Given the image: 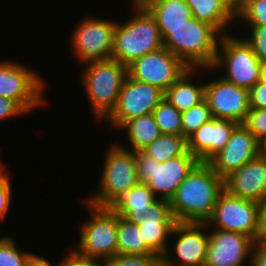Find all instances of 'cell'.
<instances>
[{
	"mask_svg": "<svg viewBox=\"0 0 266 266\" xmlns=\"http://www.w3.org/2000/svg\"><path fill=\"white\" fill-rule=\"evenodd\" d=\"M224 190V179L209 163L199 162L170 200L176 221L206 223Z\"/></svg>",
	"mask_w": 266,
	"mask_h": 266,
	"instance_id": "obj_1",
	"label": "cell"
},
{
	"mask_svg": "<svg viewBox=\"0 0 266 266\" xmlns=\"http://www.w3.org/2000/svg\"><path fill=\"white\" fill-rule=\"evenodd\" d=\"M221 34L195 17L179 27H167L163 45L189 68L212 69Z\"/></svg>",
	"mask_w": 266,
	"mask_h": 266,
	"instance_id": "obj_2",
	"label": "cell"
},
{
	"mask_svg": "<svg viewBox=\"0 0 266 266\" xmlns=\"http://www.w3.org/2000/svg\"><path fill=\"white\" fill-rule=\"evenodd\" d=\"M131 15L127 22H117L111 58L128 66L137 58L158 50L163 45L159 27L152 15L138 1L133 0Z\"/></svg>",
	"mask_w": 266,
	"mask_h": 266,
	"instance_id": "obj_3",
	"label": "cell"
},
{
	"mask_svg": "<svg viewBox=\"0 0 266 266\" xmlns=\"http://www.w3.org/2000/svg\"><path fill=\"white\" fill-rule=\"evenodd\" d=\"M81 80L94 118L103 121L115 108L127 66L114 59L83 63Z\"/></svg>",
	"mask_w": 266,
	"mask_h": 266,
	"instance_id": "obj_4",
	"label": "cell"
},
{
	"mask_svg": "<svg viewBox=\"0 0 266 266\" xmlns=\"http://www.w3.org/2000/svg\"><path fill=\"white\" fill-rule=\"evenodd\" d=\"M105 154L100 190L87 198L97 207H111L138 183L135 151L116 143Z\"/></svg>",
	"mask_w": 266,
	"mask_h": 266,
	"instance_id": "obj_5",
	"label": "cell"
},
{
	"mask_svg": "<svg viewBox=\"0 0 266 266\" xmlns=\"http://www.w3.org/2000/svg\"><path fill=\"white\" fill-rule=\"evenodd\" d=\"M135 161L138 182L146 183L158 199L168 201L200 162L189 150L163 163L139 150L135 151Z\"/></svg>",
	"mask_w": 266,
	"mask_h": 266,
	"instance_id": "obj_6",
	"label": "cell"
},
{
	"mask_svg": "<svg viewBox=\"0 0 266 266\" xmlns=\"http://www.w3.org/2000/svg\"><path fill=\"white\" fill-rule=\"evenodd\" d=\"M222 67L226 69V74L222 77L224 80L248 91L260 81L262 63L244 38L231 34L221 35L211 68Z\"/></svg>",
	"mask_w": 266,
	"mask_h": 266,
	"instance_id": "obj_7",
	"label": "cell"
},
{
	"mask_svg": "<svg viewBox=\"0 0 266 266\" xmlns=\"http://www.w3.org/2000/svg\"><path fill=\"white\" fill-rule=\"evenodd\" d=\"M206 224L210 229L213 227L245 234L254 241L266 235L261 223L259 203L233 196L226 190L219 195Z\"/></svg>",
	"mask_w": 266,
	"mask_h": 266,
	"instance_id": "obj_8",
	"label": "cell"
},
{
	"mask_svg": "<svg viewBox=\"0 0 266 266\" xmlns=\"http://www.w3.org/2000/svg\"><path fill=\"white\" fill-rule=\"evenodd\" d=\"M87 204L91 218L80 225L76 250L87 257L108 260L117 255V214L111 207Z\"/></svg>",
	"mask_w": 266,
	"mask_h": 266,
	"instance_id": "obj_9",
	"label": "cell"
},
{
	"mask_svg": "<svg viewBox=\"0 0 266 266\" xmlns=\"http://www.w3.org/2000/svg\"><path fill=\"white\" fill-rule=\"evenodd\" d=\"M45 82L29 67L0 60V96L15 101L26 113L45 105Z\"/></svg>",
	"mask_w": 266,
	"mask_h": 266,
	"instance_id": "obj_10",
	"label": "cell"
},
{
	"mask_svg": "<svg viewBox=\"0 0 266 266\" xmlns=\"http://www.w3.org/2000/svg\"><path fill=\"white\" fill-rule=\"evenodd\" d=\"M117 22L103 18L86 17L77 24L71 39V48L80 62L111 59Z\"/></svg>",
	"mask_w": 266,
	"mask_h": 266,
	"instance_id": "obj_11",
	"label": "cell"
},
{
	"mask_svg": "<svg viewBox=\"0 0 266 266\" xmlns=\"http://www.w3.org/2000/svg\"><path fill=\"white\" fill-rule=\"evenodd\" d=\"M160 88L126 76L115 108L104 119L109 127L119 130L127 121L151 114L164 99Z\"/></svg>",
	"mask_w": 266,
	"mask_h": 266,
	"instance_id": "obj_12",
	"label": "cell"
},
{
	"mask_svg": "<svg viewBox=\"0 0 266 266\" xmlns=\"http://www.w3.org/2000/svg\"><path fill=\"white\" fill-rule=\"evenodd\" d=\"M189 67L165 47L149 52L127 66L130 78L166 91Z\"/></svg>",
	"mask_w": 266,
	"mask_h": 266,
	"instance_id": "obj_13",
	"label": "cell"
},
{
	"mask_svg": "<svg viewBox=\"0 0 266 266\" xmlns=\"http://www.w3.org/2000/svg\"><path fill=\"white\" fill-rule=\"evenodd\" d=\"M205 230L206 223L177 222L171 234V238L177 237L173 246L175 257L167 252L162 257V266H204L209 243Z\"/></svg>",
	"mask_w": 266,
	"mask_h": 266,
	"instance_id": "obj_14",
	"label": "cell"
},
{
	"mask_svg": "<svg viewBox=\"0 0 266 266\" xmlns=\"http://www.w3.org/2000/svg\"><path fill=\"white\" fill-rule=\"evenodd\" d=\"M213 118L227 119L241 124L250 111L249 91L222 76L205 84V98Z\"/></svg>",
	"mask_w": 266,
	"mask_h": 266,
	"instance_id": "obj_15",
	"label": "cell"
},
{
	"mask_svg": "<svg viewBox=\"0 0 266 266\" xmlns=\"http://www.w3.org/2000/svg\"><path fill=\"white\" fill-rule=\"evenodd\" d=\"M211 231L204 266H244L247 260L251 262L255 241L250 236L220 229Z\"/></svg>",
	"mask_w": 266,
	"mask_h": 266,
	"instance_id": "obj_16",
	"label": "cell"
},
{
	"mask_svg": "<svg viewBox=\"0 0 266 266\" xmlns=\"http://www.w3.org/2000/svg\"><path fill=\"white\" fill-rule=\"evenodd\" d=\"M260 154V142L241 123L231 133L225 147L208 163L223 179Z\"/></svg>",
	"mask_w": 266,
	"mask_h": 266,
	"instance_id": "obj_17",
	"label": "cell"
},
{
	"mask_svg": "<svg viewBox=\"0 0 266 266\" xmlns=\"http://www.w3.org/2000/svg\"><path fill=\"white\" fill-rule=\"evenodd\" d=\"M177 223L168 200L157 199L138 223L146 245L161 258L169 252L167 241Z\"/></svg>",
	"mask_w": 266,
	"mask_h": 266,
	"instance_id": "obj_18",
	"label": "cell"
},
{
	"mask_svg": "<svg viewBox=\"0 0 266 266\" xmlns=\"http://www.w3.org/2000/svg\"><path fill=\"white\" fill-rule=\"evenodd\" d=\"M237 125L231 120L212 118L187 138L188 150L200 162L208 163L225 147Z\"/></svg>",
	"mask_w": 266,
	"mask_h": 266,
	"instance_id": "obj_19",
	"label": "cell"
},
{
	"mask_svg": "<svg viewBox=\"0 0 266 266\" xmlns=\"http://www.w3.org/2000/svg\"><path fill=\"white\" fill-rule=\"evenodd\" d=\"M225 190L236 197L258 202L266 193V157L259 154L224 179Z\"/></svg>",
	"mask_w": 266,
	"mask_h": 266,
	"instance_id": "obj_20",
	"label": "cell"
},
{
	"mask_svg": "<svg viewBox=\"0 0 266 266\" xmlns=\"http://www.w3.org/2000/svg\"><path fill=\"white\" fill-rule=\"evenodd\" d=\"M155 19L162 39L167 36V27H179L193 17L185 0H138Z\"/></svg>",
	"mask_w": 266,
	"mask_h": 266,
	"instance_id": "obj_21",
	"label": "cell"
},
{
	"mask_svg": "<svg viewBox=\"0 0 266 266\" xmlns=\"http://www.w3.org/2000/svg\"><path fill=\"white\" fill-rule=\"evenodd\" d=\"M158 198L146 183L138 182L112 206V210L130 222L138 224L147 215L149 205Z\"/></svg>",
	"mask_w": 266,
	"mask_h": 266,
	"instance_id": "obj_22",
	"label": "cell"
},
{
	"mask_svg": "<svg viewBox=\"0 0 266 266\" xmlns=\"http://www.w3.org/2000/svg\"><path fill=\"white\" fill-rule=\"evenodd\" d=\"M198 68H189L175 83L166 91V98L181 113L187 111L194 105H197L205 98V84H196L192 82L195 78ZM196 71V72H195Z\"/></svg>",
	"mask_w": 266,
	"mask_h": 266,
	"instance_id": "obj_23",
	"label": "cell"
},
{
	"mask_svg": "<svg viewBox=\"0 0 266 266\" xmlns=\"http://www.w3.org/2000/svg\"><path fill=\"white\" fill-rule=\"evenodd\" d=\"M190 7L193 17L199 21L213 26L221 35L225 33L236 14L224 3L223 0H185Z\"/></svg>",
	"mask_w": 266,
	"mask_h": 266,
	"instance_id": "obj_24",
	"label": "cell"
},
{
	"mask_svg": "<svg viewBox=\"0 0 266 266\" xmlns=\"http://www.w3.org/2000/svg\"><path fill=\"white\" fill-rule=\"evenodd\" d=\"M120 130L127 132L132 151L142 150L161 135L152 113L127 121Z\"/></svg>",
	"mask_w": 266,
	"mask_h": 266,
	"instance_id": "obj_25",
	"label": "cell"
},
{
	"mask_svg": "<svg viewBox=\"0 0 266 266\" xmlns=\"http://www.w3.org/2000/svg\"><path fill=\"white\" fill-rule=\"evenodd\" d=\"M138 224L117 215V254H152Z\"/></svg>",
	"mask_w": 266,
	"mask_h": 266,
	"instance_id": "obj_26",
	"label": "cell"
},
{
	"mask_svg": "<svg viewBox=\"0 0 266 266\" xmlns=\"http://www.w3.org/2000/svg\"><path fill=\"white\" fill-rule=\"evenodd\" d=\"M142 151L152 156L158 163L185 154L188 151L187 139L183 136L161 134Z\"/></svg>",
	"mask_w": 266,
	"mask_h": 266,
	"instance_id": "obj_27",
	"label": "cell"
},
{
	"mask_svg": "<svg viewBox=\"0 0 266 266\" xmlns=\"http://www.w3.org/2000/svg\"><path fill=\"white\" fill-rule=\"evenodd\" d=\"M161 134L183 136L181 112L164 98L152 112Z\"/></svg>",
	"mask_w": 266,
	"mask_h": 266,
	"instance_id": "obj_28",
	"label": "cell"
},
{
	"mask_svg": "<svg viewBox=\"0 0 266 266\" xmlns=\"http://www.w3.org/2000/svg\"><path fill=\"white\" fill-rule=\"evenodd\" d=\"M213 118L211 110L204 99L187 111L181 113L183 137L186 139L193 134L201 125Z\"/></svg>",
	"mask_w": 266,
	"mask_h": 266,
	"instance_id": "obj_29",
	"label": "cell"
},
{
	"mask_svg": "<svg viewBox=\"0 0 266 266\" xmlns=\"http://www.w3.org/2000/svg\"><path fill=\"white\" fill-rule=\"evenodd\" d=\"M248 26L266 27V0H244L241 10L236 14Z\"/></svg>",
	"mask_w": 266,
	"mask_h": 266,
	"instance_id": "obj_30",
	"label": "cell"
},
{
	"mask_svg": "<svg viewBox=\"0 0 266 266\" xmlns=\"http://www.w3.org/2000/svg\"><path fill=\"white\" fill-rule=\"evenodd\" d=\"M104 266H162V258L152 254H117L104 261Z\"/></svg>",
	"mask_w": 266,
	"mask_h": 266,
	"instance_id": "obj_31",
	"label": "cell"
},
{
	"mask_svg": "<svg viewBox=\"0 0 266 266\" xmlns=\"http://www.w3.org/2000/svg\"><path fill=\"white\" fill-rule=\"evenodd\" d=\"M32 253L21 252L15 239L7 236L0 242V266H25Z\"/></svg>",
	"mask_w": 266,
	"mask_h": 266,
	"instance_id": "obj_32",
	"label": "cell"
},
{
	"mask_svg": "<svg viewBox=\"0 0 266 266\" xmlns=\"http://www.w3.org/2000/svg\"><path fill=\"white\" fill-rule=\"evenodd\" d=\"M242 124L261 142L266 138V108L250 109Z\"/></svg>",
	"mask_w": 266,
	"mask_h": 266,
	"instance_id": "obj_33",
	"label": "cell"
},
{
	"mask_svg": "<svg viewBox=\"0 0 266 266\" xmlns=\"http://www.w3.org/2000/svg\"><path fill=\"white\" fill-rule=\"evenodd\" d=\"M250 36L244 39L252 48L254 54L263 64L266 63V27L249 26Z\"/></svg>",
	"mask_w": 266,
	"mask_h": 266,
	"instance_id": "obj_34",
	"label": "cell"
},
{
	"mask_svg": "<svg viewBox=\"0 0 266 266\" xmlns=\"http://www.w3.org/2000/svg\"><path fill=\"white\" fill-rule=\"evenodd\" d=\"M5 167L0 170V221L5 220L12 199V187L9 180L11 177L9 178L6 174Z\"/></svg>",
	"mask_w": 266,
	"mask_h": 266,
	"instance_id": "obj_35",
	"label": "cell"
},
{
	"mask_svg": "<svg viewBox=\"0 0 266 266\" xmlns=\"http://www.w3.org/2000/svg\"><path fill=\"white\" fill-rule=\"evenodd\" d=\"M67 254H65L66 256L61 262L58 261L59 266H104V261L87 257L79 253L76 249H73Z\"/></svg>",
	"mask_w": 266,
	"mask_h": 266,
	"instance_id": "obj_36",
	"label": "cell"
},
{
	"mask_svg": "<svg viewBox=\"0 0 266 266\" xmlns=\"http://www.w3.org/2000/svg\"><path fill=\"white\" fill-rule=\"evenodd\" d=\"M250 109L266 108V84L258 81L250 90Z\"/></svg>",
	"mask_w": 266,
	"mask_h": 266,
	"instance_id": "obj_37",
	"label": "cell"
},
{
	"mask_svg": "<svg viewBox=\"0 0 266 266\" xmlns=\"http://www.w3.org/2000/svg\"><path fill=\"white\" fill-rule=\"evenodd\" d=\"M26 112L13 100L0 96V121L17 117Z\"/></svg>",
	"mask_w": 266,
	"mask_h": 266,
	"instance_id": "obj_38",
	"label": "cell"
},
{
	"mask_svg": "<svg viewBox=\"0 0 266 266\" xmlns=\"http://www.w3.org/2000/svg\"><path fill=\"white\" fill-rule=\"evenodd\" d=\"M250 266H266V235L255 241Z\"/></svg>",
	"mask_w": 266,
	"mask_h": 266,
	"instance_id": "obj_39",
	"label": "cell"
},
{
	"mask_svg": "<svg viewBox=\"0 0 266 266\" xmlns=\"http://www.w3.org/2000/svg\"><path fill=\"white\" fill-rule=\"evenodd\" d=\"M25 266H55V265L51 264L50 261L45 257L43 256L41 257L39 255L32 253L30 257L27 259ZM56 266H59V264L57 263Z\"/></svg>",
	"mask_w": 266,
	"mask_h": 266,
	"instance_id": "obj_40",
	"label": "cell"
},
{
	"mask_svg": "<svg viewBox=\"0 0 266 266\" xmlns=\"http://www.w3.org/2000/svg\"><path fill=\"white\" fill-rule=\"evenodd\" d=\"M259 205H260L261 223L266 232V193L263 195V198L259 201Z\"/></svg>",
	"mask_w": 266,
	"mask_h": 266,
	"instance_id": "obj_41",
	"label": "cell"
},
{
	"mask_svg": "<svg viewBox=\"0 0 266 266\" xmlns=\"http://www.w3.org/2000/svg\"><path fill=\"white\" fill-rule=\"evenodd\" d=\"M224 3L235 13L237 14L244 3V0H223Z\"/></svg>",
	"mask_w": 266,
	"mask_h": 266,
	"instance_id": "obj_42",
	"label": "cell"
},
{
	"mask_svg": "<svg viewBox=\"0 0 266 266\" xmlns=\"http://www.w3.org/2000/svg\"><path fill=\"white\" fill-rule=\"evenodd\" d=\"M260 82L266 84V63L262 64L261 74H260Z\"/></svg>",
	"mask_w": 266,
	"mask_h": 266,
	"instance_id": "obj_43",
	"label": "cell"
},
{
	"mask_svg": "<svg viewBox=\"0 0 266 266\" xmlns=\"http://www.w3.org/2000/svg\"><path fill=\"white\" fill-rule=\"evenodd\" d=\"M260 154L266 157V138L260 142Z\"/></svg>",
	"mask_w": 266,
	"mask_h": 266,
	"instance_id": "obj_44",
	"label": "cell"
},
{
	"mask_svg": "<svg viewBox=\"0 0 266 266\" xmlns=\"http://www.w3.org/2000/svg\"><path fill=\"white\" fill-rule=\"evenodd\" d=\"M5 166V164L2 163L1 159H0V170Z\"/></svg>",
	"mask_w": 266,
	"mask_h": 266,
	"instance_id": "obj_45",
	"label": "cell"
},
{
	"mask_svg": "<svg viewBox=\"0 0 266 266\" xmlns=\"http://www.w3.org/2000/svg\"><path fill=\"white\" fill-rule=\"evenodd\" d=\"M5 238H6L5 235H4L3 237L0 236V242H1L2 240H4Z\"/></svg>",
	"mask_w": 266,
	"mask_h": 266,
	"instance_id": "obj_46",
	"label": "cell"
}]
</instances>
